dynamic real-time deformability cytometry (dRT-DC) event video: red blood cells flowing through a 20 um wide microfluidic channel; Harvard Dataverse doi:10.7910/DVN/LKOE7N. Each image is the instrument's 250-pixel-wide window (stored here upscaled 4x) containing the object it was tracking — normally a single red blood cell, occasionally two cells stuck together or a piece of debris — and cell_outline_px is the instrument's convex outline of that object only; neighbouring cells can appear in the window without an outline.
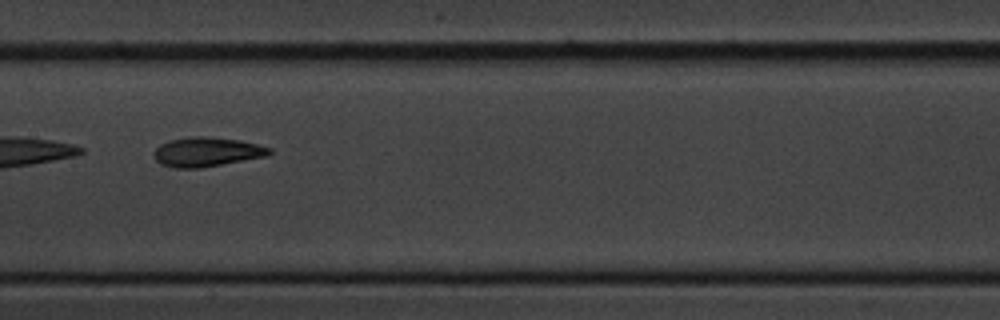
{"species": "common noctule bat (a hibernating species)", "species_latin": "Nyctalus noctula", "temperature_condition": "cold", "stored_images_in_passage": 8, "camera_frame_rate_fps": 3000, "um_per_image_px": 0.085, "animal": {"sex": "male", "body_mass_g": 20.1, "forearm_length_mm": 53.5}, "frame": {"image": 1, "passage_image": 5, "time_ms": 4.667, "image_size_px": [1000, 320], "cell_outline_px": [[272, 152], [268, 156], [200, 168], [172, 168], [160, 164], [156, 160], [152, 152], [160, 144], [168, 140], [192, 136], [204, 136], [240, 140], [272, 148]], "centroid_in_image_um": [17.55, 12.91], "position_along_channel_um": 189.8, "area_um2": 19.94}}
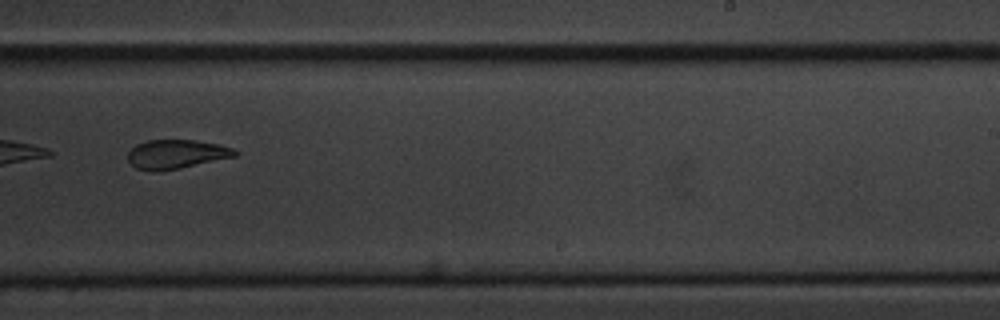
{"frame": {"image": 2, "passage_image": 7, "time_ms": 7.0, "image_size_px": [1000, 320], "cell_outline_px": [[240, 152], [236, 156], [180, 168], [156, 172], [152, 172], [136, 168], [128, 160], [128, 152], [136, 144], [148, 140], [196, 140], [216, 144], [232, 148]], "centroid_in_image_um": [14.97, 13.11], "position_along_channel_um": 274.0, "area_um2": 18.09}}
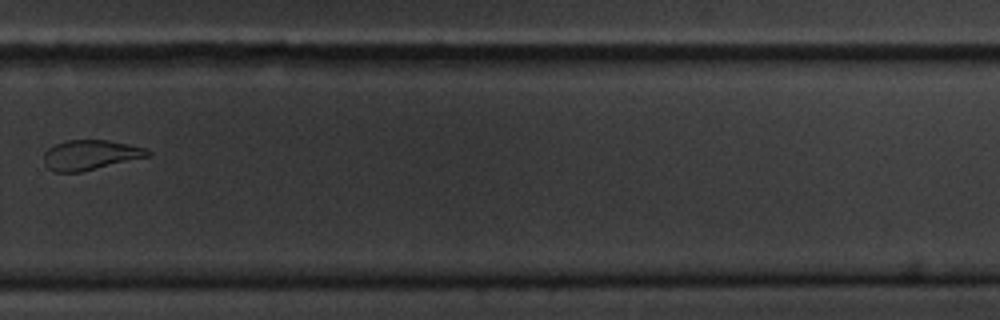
{"frame": {"image": 3, "passage_image": 8, "time_ms": 8.333, "image_size_px": [1000, 320], "cell_outline_px": [[152, 156], [80, 172], [56, 172], [48, 168], [44, 164], [44, 152], [48, 148], [56, 144], [68, 140], [108, 140], [128, 144], [144, 148], [152, 152]], "centroid_in_image_um": [7.7, 13.17], "position_along_channel_um": 322.1, "area_um2": 18.15}}